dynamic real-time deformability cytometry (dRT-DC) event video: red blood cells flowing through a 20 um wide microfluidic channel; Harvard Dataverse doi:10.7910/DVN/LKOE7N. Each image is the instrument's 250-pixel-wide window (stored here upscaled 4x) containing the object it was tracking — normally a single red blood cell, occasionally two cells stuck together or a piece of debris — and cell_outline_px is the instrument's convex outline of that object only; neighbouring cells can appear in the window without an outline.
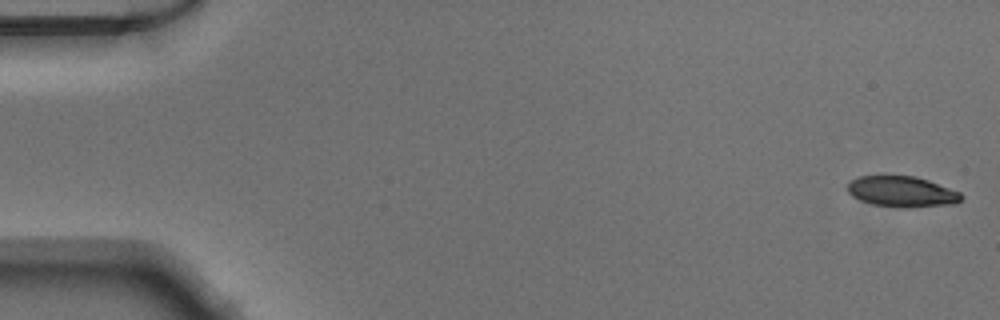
{"species": "Egyptian fruit bat (a non-hibernating species)", "species_latin": "Rousettus aegyptiacus", "temperature_condition": "warm", "stored_images_in_passage": 50, "camera_frame_rate_fps": 3000, "um_per_image_px": 0.085, "animal": {"sex": "male"}, "frame": {"image": 1, "passage_image": 1, "time_ms": 0.0, "image_size_px": [1000, 320], "cell_outline_px": [[964, 196], [956, 204], [908, 208], [896, 208], [872, 204], [860, 200], [852, 196], [848, 192], [848, 184], [852, 180], [860, 176], [884, 172], [916, 176], [928, 180], [960, 192]], "centroid_in_image_um": [76.63, 16.25], "position_along_channel_um": 8.4, "area_um2": 21.33}}
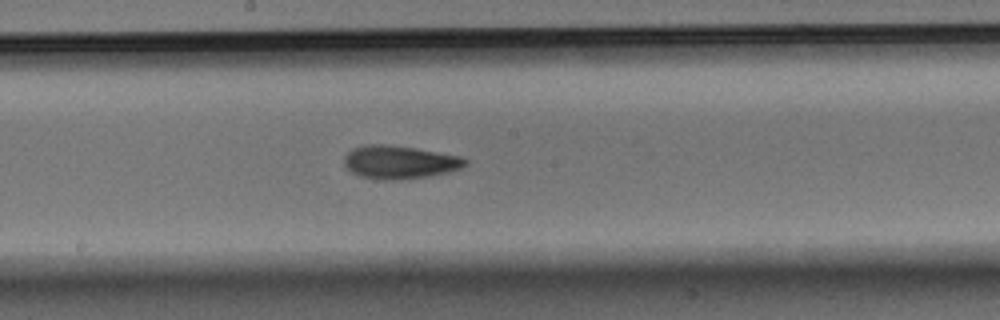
{"frame": {"image": 2, "passage_image": 27, "time_ms": 8.667, "image_size_px": [1000, 320], "cell_outline_px": [[468, 164], [460, 168], [448, 172], [428, 176], [400, 180], [384, 180], [360, 176], [352, 172], [344, 164], [344, 156], [352, 148], [364, 144], [388, 144], [416, 148], [460, 156], [468, 160]], "centroid_in_image_um": [33.95, 13.77], "position_along_channel_um": 214.2, "area_um2": 23.52}}
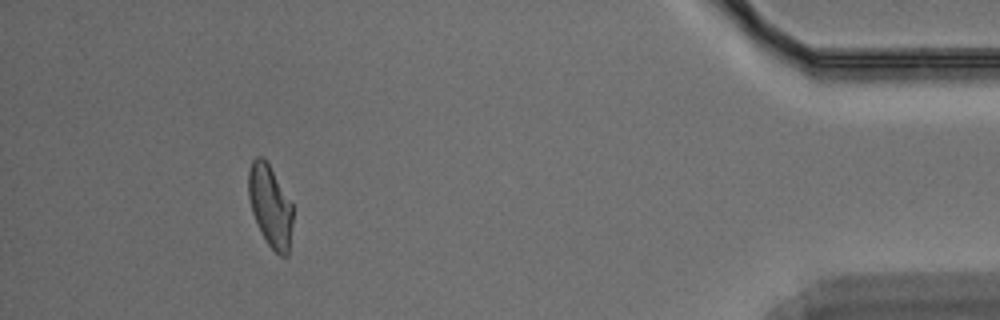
{"frame": {"image": 3, "passage_image": 46, "time_ms": 15.0, "image_size_px": [1000, 320], "cell_outline_px": [[292, 224], [288, 256], [280, 256], [268, 244], [252, 212], [248, 196], [248, 172], [252, 160], [256, 156], [264, 156], [292, 204]], "centroid_in_image_um": [22.96, 17.47], "position_along_channel_um": 412.2, "area_um2": 20.87}}